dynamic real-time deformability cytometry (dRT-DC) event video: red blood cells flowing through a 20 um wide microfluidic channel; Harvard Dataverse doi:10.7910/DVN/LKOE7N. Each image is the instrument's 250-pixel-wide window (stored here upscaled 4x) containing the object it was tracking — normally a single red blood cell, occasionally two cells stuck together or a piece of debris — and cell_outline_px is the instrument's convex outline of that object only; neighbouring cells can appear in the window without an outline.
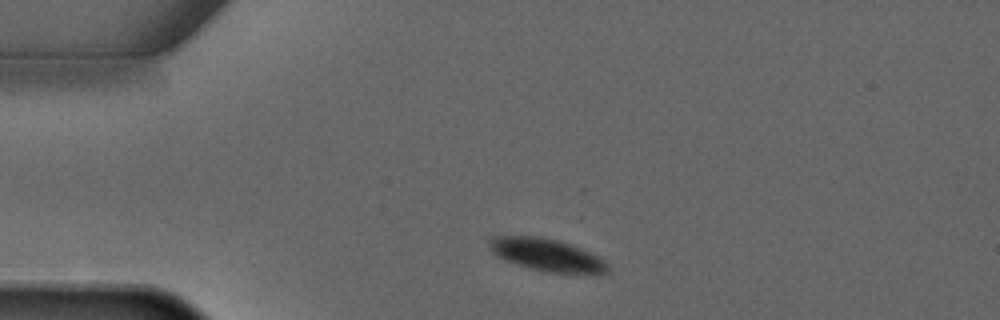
{"species": "common noctule bat (a hibernating species)", "species_latin": "Nyctalus noctula", "temperature_condition": "warm", "stored_images_in_passage": 3, "camera_frame_rate_fps": 3000, "um_per_image_px": 0.085, "animal": {"sex": "male", "forearm_length_mm": 52.5}, "frame": {"image": 1, "passage_image": 1, "time_ms": 0.0, "image_size_px": [1000, 320], "cell_outline_px": [[608, 272], [548, 272], [528, 268], [516, 264], [492, 252], [488, 248], [488, 240], [492, 236], [540, 236], [556, 240], [580, 248], [604, 260], [608, 264]], "centroid_in_image_um": [46.4, 21.64], "position_along_channel_um": 38.6, "area_um2": 21.79}}